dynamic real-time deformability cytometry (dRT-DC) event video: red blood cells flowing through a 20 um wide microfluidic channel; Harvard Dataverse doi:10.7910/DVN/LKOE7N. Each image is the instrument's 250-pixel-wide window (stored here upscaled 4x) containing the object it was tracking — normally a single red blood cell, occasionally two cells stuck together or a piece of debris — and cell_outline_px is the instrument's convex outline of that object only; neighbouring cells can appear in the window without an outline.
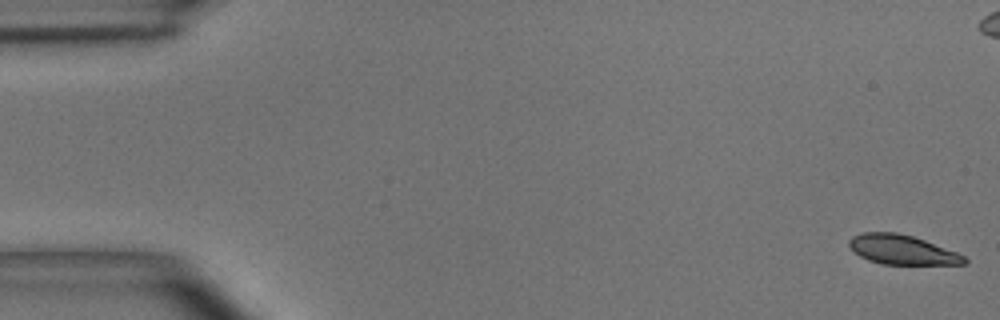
{"species": "common noctule bat (a hibernating species)", "species_latin": "Nyctalus noctula", "temperature_condition": "room temperature", "stored_images_in_passage": 8, "camera_frame_rate_fps": 3000, "um_per_image_px": 0.085, "animal": {"sex": "male", "body_mass_g": 15.6}, "frame": {"image": 1, "passage_image": 1, "time_ms": 0.0, "image_size_px": [1000, 320], "cell_outline_px": [[968, 260], [964, 264], [880, 264], [868, 260], [860, 256], [848, 244], [848, 240], [852, 236], [860, 232], [896, 232], [912, 236], [924, 240], [956, 252], [964, 256]], "centroid_in_image_um": [76.64, 21.22], "position_along_channel_um": 8.4, "area_um2": 19.65}}